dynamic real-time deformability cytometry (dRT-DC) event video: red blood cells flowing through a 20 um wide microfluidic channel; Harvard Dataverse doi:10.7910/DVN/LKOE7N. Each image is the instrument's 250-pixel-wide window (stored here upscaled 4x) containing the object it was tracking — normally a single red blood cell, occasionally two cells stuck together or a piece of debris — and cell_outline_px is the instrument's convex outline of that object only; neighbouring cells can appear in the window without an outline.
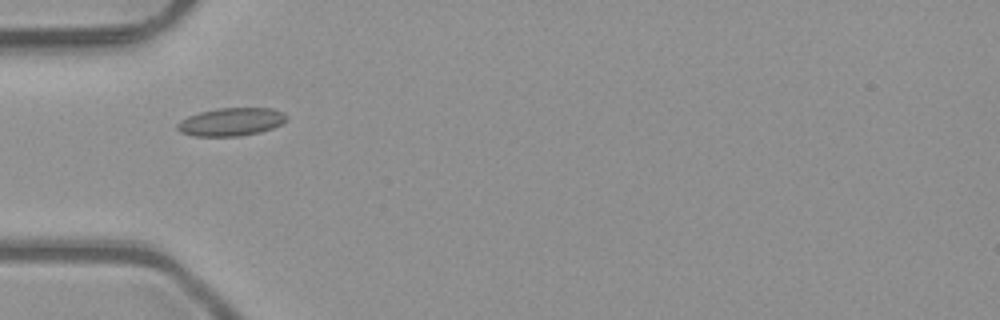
{"species": "common noctule bat (a hibernating species)", "species_latin": "Nyctalus noctula", "temperature_condition": "room temperature", "stored_images_in_passage": 4, "camera_frame_rate_fps": 3000, "um_per_image_px": 0.085, "animal": {"sex": "male", "body_mass_g": 23.1, "forearm_length_mm": 52.7}, "frame": {"image": 1, "passage_image": 1, "time_ms": 0.0, "image_size_px": [1000, 320], "cell_outline_px": [[288, 120], [272, 128], [260, 132], [240, 136], [192, 136], [180, 132], [176, 128], [176, 124], [180, 120], [188, 116], [200, 112], [216, 108], [272, 108], [284, 112], [288, 116]], "centroid_in_image_um": [19.64, 10.35], "position_along_channel_um": 65.4, "area_um2": 18.03}}
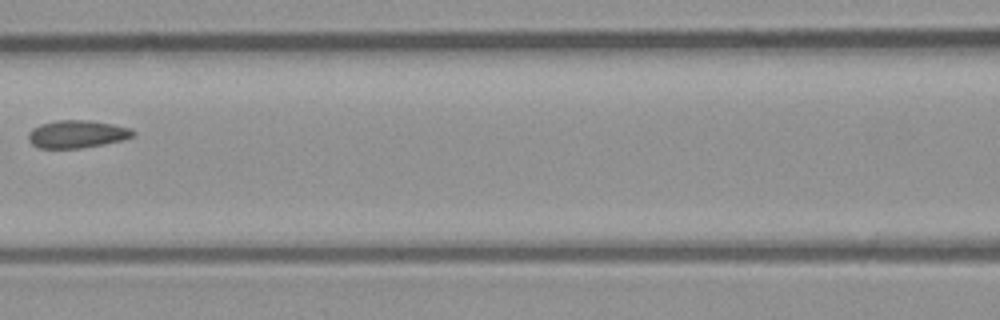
{"frame": {"image": 2, "passage_image": 3, "time_ms": 0.667, "image_size_px": [1000, 320], "cell_outline_px": [[136, 132], [132, 136], [120, 140], [104, 144], [80, 148], [36, 148], [28, 140], [28, 132], [32, 128], [40, 124], [56, 120], [88, 120], [112, 124], [132, 128]], "centroid_in_image_um": [6.5, 11.39], "position_along_channel_um": 160.1, "area_um2": 16.94}}
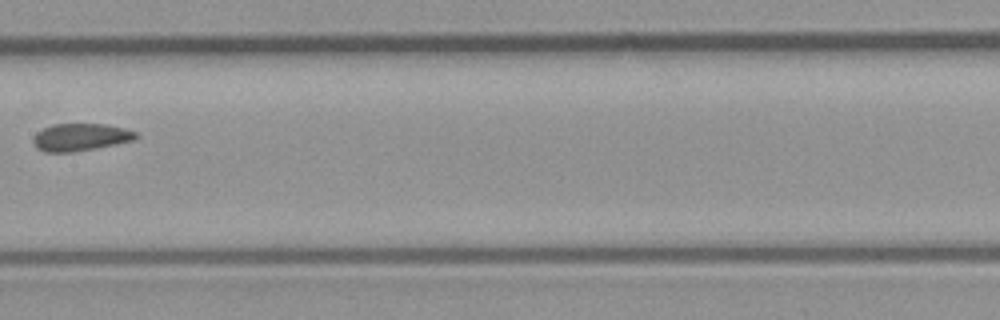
{"frame": {"image": 3, "passage_image": 4, "time_ms": 1.0, "image_size_px": [1000, 320], "cell_outline_px": [[140, 136], [136, 140], [96, 148], [72, 152], [44, 152], [36, 148], [32, 144], [32, 140], [36, 132], [52, 124], [104, 124], [124, 128], [136, 132]], "centroid_in_image_um": [6.83, 11.66], "position_along_channel_um": 200.6, "area_um2": 16.59}}